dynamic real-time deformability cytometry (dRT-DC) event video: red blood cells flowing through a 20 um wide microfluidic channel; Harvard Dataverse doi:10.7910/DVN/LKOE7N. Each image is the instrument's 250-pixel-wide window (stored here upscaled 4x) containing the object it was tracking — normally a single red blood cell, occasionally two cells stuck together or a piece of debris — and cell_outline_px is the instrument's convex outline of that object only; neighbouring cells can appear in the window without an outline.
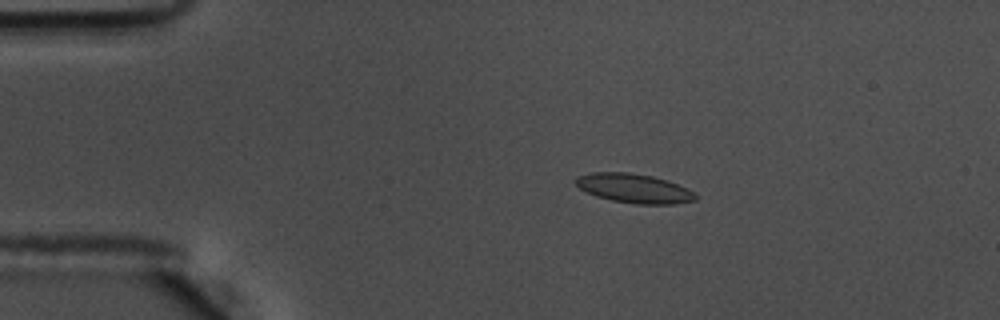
{"species": "common noctule bat (a hibernating species)", "species_latin": "Nyctalus noctula", "temperature_condition": "warm", "stored_images_in_passage": 57, "camera_frame_rate_fps": 3000, "um_per_image_px": 0.085, "animal": {"sex": "male", "body_mass_g": 17.5, "forearm_length_mm": 52.3}, "frame": {"image": 1, "passage_image": 12, "time_ms": 3.667, "image_size_px": [1000, 320], "cell_outline_px": [[696, 200], [676, 204], [636, 204], [612, 200], [596, 196], [580, 188], [576, 184], [576, 176], [592, 172], [628, 172], [652, 176], [668, 180], [688, 188], [696, 192]], "centroid_in_image_um": [53.94, 16.01], "position_along_channel_um": 31.1, "area_um2": 20.46}}
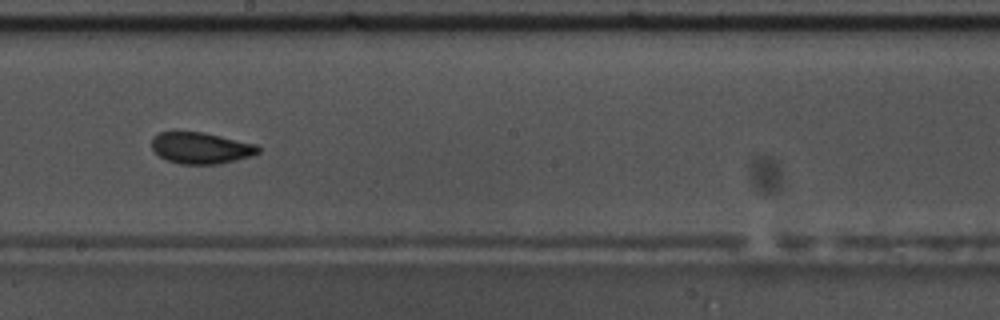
{"frame": {"image": 2, "passage_image": 33, "time_ms": 10.667, "image_size_px": [1000, 320], "cell_outline_px": [[260, 152], [252, 156], [220, 164], [180, 164], [168, 160], [160, 156], [152, 148], [152, 140], [160, 132], [204, 132], [256, 144], [260, 148]], "centroid_in_image_um": [17.12, 12.59], "position_along_channel_um": 231.1, "area_um2": 19.36}}
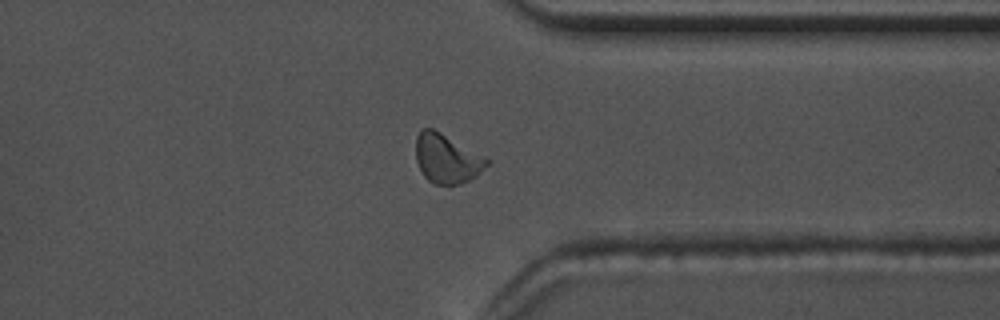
{"frame": {"image": 3, "passage_image": 45, "time_ms": 14.667, "image_size_px": [1000, 320], "cell_outline_px": [[488, 164], [476, 176], [460, 184], [432, 184], [424, 176], [416, 160], [416, 136], [424, 128], [432, 128], [440, 132], [488, 160]], "centroid_in_image_um": [37.93, 13.5], "position_along_channel_um": 373.5, "area_um2": 19.71}, "authors_computed_cell_mechanics": {"area_um2": 19.652, "velocity_mm_per_s": 3.6159, "shape_relaxation_time_tau1_ms": 6.2555, "shape_relaxation_time_tau2_ms": 1.4224, "deformation_change_tau1": 0.1602, "deformation_change_tau2": 0.0663}}